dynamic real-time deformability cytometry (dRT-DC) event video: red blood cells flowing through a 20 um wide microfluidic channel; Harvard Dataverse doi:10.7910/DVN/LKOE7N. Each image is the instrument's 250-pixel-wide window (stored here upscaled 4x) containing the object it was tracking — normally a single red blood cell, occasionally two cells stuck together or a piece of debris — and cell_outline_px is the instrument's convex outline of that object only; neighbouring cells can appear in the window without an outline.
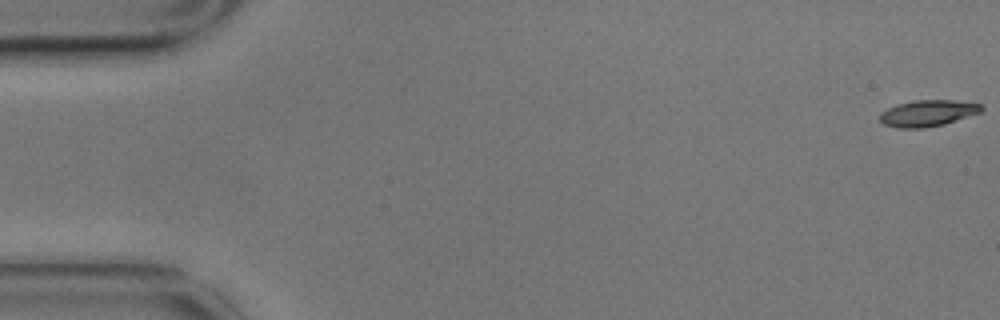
{"species": "common noctule bat (a hibernating species)", "species_latin": "Nyctalus noctula", "temperature_condition": "cold", "stored_images_in_passage": 2, "camera_frame_rate_fps": 3000, "um_per_image_px": 0.085, "animal": {"sex": "male", "body_mass_g": 17.9}, "frame": {"image": 1, "passage_image": 1, "time_ms": 0.0, "image_size_px": [1000, 320], "cell_outline_px": [[984, 108], [980, 112], [944, 124], [924, 128], [896, 128], [884, 124], [880, 120], [880, 112], [896, 104], [912, 100], [952, 100], [984, 104]], "centroid_in_image_um": [78.85, 9.61], "position_along_channel_um": 6.2, "area_um2": 15.66}}